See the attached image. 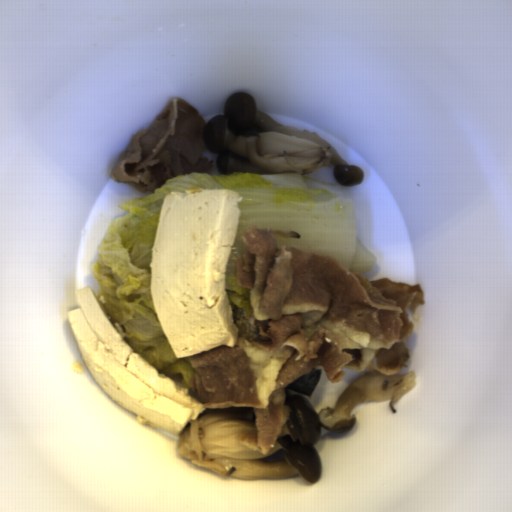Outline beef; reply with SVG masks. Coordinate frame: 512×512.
Returning a JSON list of instances; mask_svg holds the SVG:
<instances>
[{
	"label": "beef",
	"instance_id": "1",
	"mask_svg": "<svg viewBox=\"0 0 512 512\" xmlns=\"http://www.w3.org/2000/svg\"><path fill=\"white\" fill-rule=\"evenodd\" d=\"M276 236L301 238L292 230L253 224L240 237L246 251L235 262L237 285L250 289L246 321L259 339L248 342L286 360L267 408H259L255 371L243 347L221 344L188 355L195 372L188 394L205 409L253 407L257 433L233 439L265 456L290 419L285 387L314 367H323L334 383L341 382L344 367L400 373L412 356L405 341L415 329L406 308L420 323L427 304L420 283L369 281L335 256L279 248Z\"/></svg>",
	"mask_w": 512,
	"mask_h": 512
},
{
	"label": "beef",
	"instance_id": "2",
	"mask_svg": "<svg viewBox=\"0 0 512 512\" xmlns=\"http://www.w3.org/2000/svg\"><path fill=\"white\" fill-rule=\"evenodd\" d=\"M205 121L189 103L177 97L157 114L150 128L133 135L112 169L111 178L141 193L155 192L165 182L191 172H206L214 160L205 152Z\"/></svg>",
	"mask_w": 512,
	"mask_h": 512
}]
</instances>
